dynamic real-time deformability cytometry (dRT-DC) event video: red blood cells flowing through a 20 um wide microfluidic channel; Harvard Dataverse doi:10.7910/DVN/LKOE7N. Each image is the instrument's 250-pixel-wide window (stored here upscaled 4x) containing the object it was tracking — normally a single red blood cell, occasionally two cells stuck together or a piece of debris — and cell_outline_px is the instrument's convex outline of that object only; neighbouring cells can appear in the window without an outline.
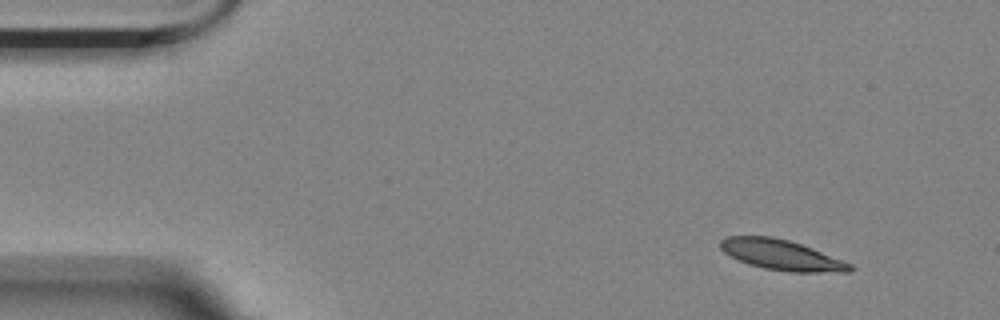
{"species": "Egyptian fruit bat (a non-hibernating species)", "species_latin": "Rousettus aegyptiacus", "temperature_condition": "room temperature", "stored_images_in_passage": 3, "camera_frame_rate_fps": 3000, "um_per_image_px": 0.085, "animal": {"sex": "female"}, "frame": {"image": 1, "passage_image": 1, "time_ms": 0.0, "image_size_px": [1000, 320], "cell_outline_px": [[852, 272], [788, 272], [764, 268], [748, 264], [724, 252], [720, 248], [720, 240], [728, 236], [772, 236], [788, 240], [812, 248], [852, 264]], "centroid_in_image_um": [66.43, 21.67], "position_along_channel_um": 18.6, "area_um2": 22.72}}